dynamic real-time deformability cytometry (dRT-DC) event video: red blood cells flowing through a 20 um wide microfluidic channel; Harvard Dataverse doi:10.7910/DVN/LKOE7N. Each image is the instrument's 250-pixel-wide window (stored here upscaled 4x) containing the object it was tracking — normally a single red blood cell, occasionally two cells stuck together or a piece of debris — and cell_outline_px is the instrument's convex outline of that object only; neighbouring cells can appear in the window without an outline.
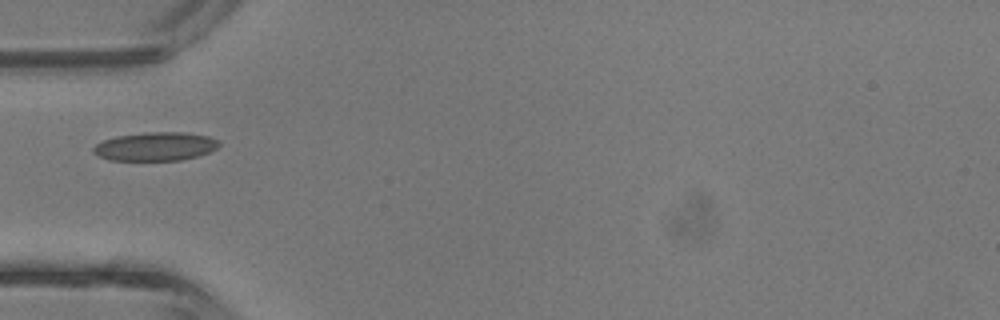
{"species": "common noctule bat (a hibernating species)", "species_latin": "Nyctalus noctula", "temperature_condition": "room temperature", "stored_images_in_passage": 30, "camera_frame_rate_fps": 3000, "um_per_image_px": 0.085, "animal": {"sex": "male", "body_mass_g": 13.3}, "frame": {"image": 1, "passage_image": 1, "time_ms": 0.0, "image_size_px": [1000, 320], "cell_outline_px": [[220, 144], [216, 148], [208, 152], [196, 156], [180, 160], [108, 160], [92, 152], [92, 148], [96, 144], [104, 140], [116, 136], [148, 132], [184, 132], [208, 136], [220, 140]], "centroid_in_image_um": [13.21, 12.44], "position_along_channel_um": 71.8, "area_um2": 20.87}}
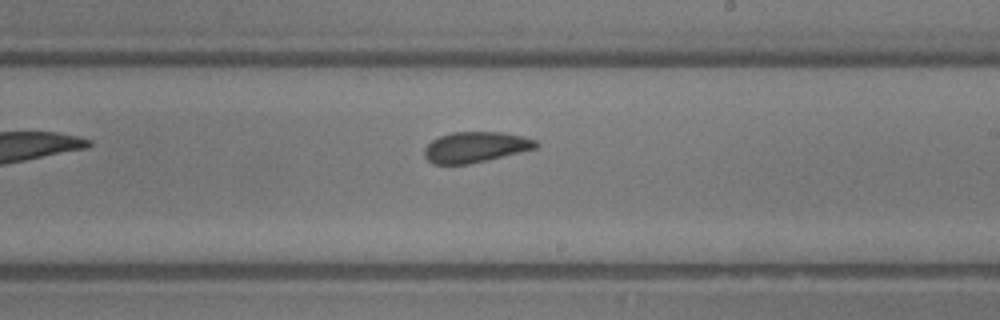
{"frame": {"image": 2, "passage_image": 12, "time_ms": 3.667, "image_size_px": [1000, 320], "cell_outline_px": [[540, 144], [536, 148], [468, 164], [432, 164], [424, 156], [424, 148], [432, 140], [440, 136], [452, 132], [504, 132], [524, 136], [536, 140]], "centroid_in_image_um": [40.41, 12.49], "position_along_channel_um": 248.6, "area_um2": 19.83}}
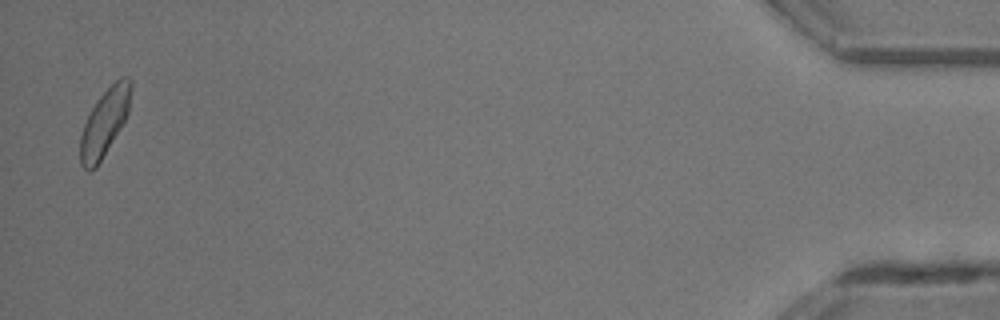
{"frame": {"image": 3, "passage_image": 29, "time_ms": 9.333, "image_size_px": [1000, 320], "cell_outline_px": [[132, 88], [128, 112], [120, 128], [96, 168], [88, 172], [80, 164], [80, 136], [84, 124], [92, 108], [100, 96], [120, 76], [128, 76], [132, 80]], "centroid_in_image_um": [8.89, 10.4], "position_along_channel_um": 426.3, "area_um2": 19.59}}